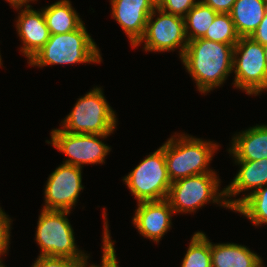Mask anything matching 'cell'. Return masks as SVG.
<instances>
[{
	"label": "cell",
	"mask_w": 267,
	"mask_h": 267,
	"mask_svg": "<svg viewBox=\"0 0 267 267\" xmlns=\"http://www.w3.org/2000/svg\"><path fill=\"white\" fill-rule=\"evenodd\" d=\"M234 46L199 38L188 41L181 58L201 93L221 86L233 72Z\"/></svg>",
	"instance_id": "1"
},
{
	"label": "cell",
	"mask_w": 267,
	"mask_h": 267,
	"mask_svg": "<svg viewBox=\"0 0 267 267\" xmlns=\"http://www.w3.org/2000/svg\"><path fill=\"white\" fill-rule=\"evenodd\" d=\"M99 48L84 24L69 33L50 34L46 44L29 60V66L100 63Z\"/></svg>",
	"instance_id": "2"
},
{
	"label": "cell",
	"mask_w": 267,
	"mask_h": 267,
	"mask_svg": "<svg viewBox=\"0 0 267 267\" xmlns=\"http://www.w3.org/2000/svg\"><path fill=\"white\" fill-rule=\"evenodd\" d=\"M174 136V137H173ZM164 143V156L171 182L203 173L208 169L218 144L186 134L173 135Z\"/></svg>",
	"instance_id": "3"
},
{
	"label": "cell",
	"mask_w": 267,
	"mask_h": 267,
	"mask_svg": "<svg viewBox=\"0 0 267 267\" xmlns=\"http://www.w3.org/2000/svg\"><path fill=\"white\" fill-rule=\"evenodd\" d=\"M115 111L107 103L101 87L79 98L62 120V130L76 134H111L116 128Z\"/></svg>",
	"instance_id": "4"
},
{
	"label": "cell",
	"mask_w": 267,
	"mask_h": 267,
	"mask_svg": "<svg viewBox=\"0 0 267 267\" xmlns=\"http://www.w3.org/2000/svg\"><path fill=\"white\" fill-rule=\"evenodd\" d=\"M41 211L35 235L41 249L39 256L88 260L89 256L76 246L73 228L67 218L70 211Z\"/></svg>",
	"instance_id": "5"
},
{
	"label": "cell",
	"mask_w": 267,
	"mask_h": 267,
	"mask_svg": "<svg viewBox=\"0 0 267 267\" xmlns=\"http://www.w3.org/2000/svg\"><path fill=\"white\" fill-rule=\"evenodd\" d=\"M220 179L216 173H203L178 179L171 183L167 201L174 213H191L213 202L228 209L225 189L219 192Z\"/></svg>",
	"instance_id": "6"
},
{
	"label": "cell",
	"mask_w": 267,
	"mask_h": 267,
	"mask_svg": "<svg viewBox=\"0 0 267 267\" xmlns=\"http://www.w3.org/2000/svg\"><path fill=\"white\" fill-rule=\"evenodd\" d=\"M123 181L139 202L167 199L171 180L168 175L164 144L146 156Z\"/></svg>",
	"instance_id": "7"
},
{
	"label": "cell",
	"mask_w": 267,
	"mask_h": 267,
	"mask_svg": "<svg viewBox=\"0 0 267 267\" xmlns=\"http://www.w3.org/2000/svg\"><path fill=\"white\" fill-rule=\"evenodd\" d=\"M234 87L248 95L267 90V65L263 45L251 37H240L233 51Z\"/></svg>",
	"instance_id": "8"
},
{
	"label": "cell",
	"mask_w": 267,
	"mask_h": 267,
	"mask_svg": "<svg viewBox=\"0 0 267 267\" xmlns=\"http://www.w3.org/2000/svg\"><path fill=\"white\" fill-rule=\"evenodd\" d=\"M156 12L159 15L154 21ZM142 42L145 44L143 49L146 52L174 51L178 48L180 49V58H182L188 43L184 17L164 12L156 7L148 17L143 37L133 48L139 46Z\"/></svg>",
	"instance_id": "9"
},
{
	"label": "cell",
	"mask_w": 267,
	"mask_h": 267,
	"mask_svg": "<svg viewBox=\"0 0 267 267\" xmlns=\"http://www.w3.org/2000/svg\"><path fill=\"white\" fill-rule=\"evenodd\" d=\"M109 135L68 133L59 128L51 131V141L46 142L69 157L63 163L82 168L84 164H102L105 161L111 148L99 138L105 139Z\"/></svg>",
	"instance_id": "10"
},
{
	"label": "cell",
	"mask_w": 267,
	"mask_h": 267,
	"mask_svg": "<svg viewBox=\"0 0 267 267\" xmlns=\"http://www.w3.org/2000/svg\"><path fill=\"white\" fill-rule=\"evenodd\" d=\"M82 168L63 163L50 174L45 186L42 209L71 211L82 189Z\"/></svg>",
	"instance_id": "11"
},
{
	"label": "cell",
	"mask_w": 267,
	"mask_h": 267,
	"mask_svg": "<svg viewBox=\"0 0 267 267\" xmlns=\"http://www.w3.org/2000/svg\"><path fill=\"white\" fill-rule=\"evenodd\" d=\"M112 17L134 47L143 37L150 14L157 7L153 0H111Z\"/></svg>",
	"instance_id": "12"
},
{
	"label": "cell",
	"mask_w": 267,
	"mask_h": 267,
	"mask_svg": "<svg viewBox=\"0 0 267 267\" xmlns=\"http://www.w3.org/2000/svg\"><path fill=\"white\" fill-rule=\"evenodd\" d=\"M137 204L133 224L143 237L158 243L171 228V214H174V210L166 199Z\"/></svg>",
	"instance_id": "13"
},
{
	"label": "cell",
	"mask_w": 267,
	"mask_h": 267,
	"mask_svg": "<svg viewBox=\"0 0 267 267\" xmlns=\"http://www.w3.org/2000/svg\"><path fill=\"white\" fill-rule=\"evenodd\" d=\"M19 14L16 31L23 43L20 51L29 61L49 40L50 32L42 10L25 6Z\"/></svg>",
	"instance_id": "14"
},
{
	"label": "cell",
	"mask_w": 267,
	"mask_h": 267,
	"mask_svg": "<svg viewBox=\"0 0 267 267\" xmlns=\"http://www.w3.org/2000/svg\"><path fill=\"white\" fill-rule=\"evenodd\" d=\"M229 153L235 161L267 159V125H257L234 134Z\"/></svg>",
	"instance_id": "15"
},
{
	"label": "cell",
	"mask_w": 267,
	"mask_h": 267,
	"mask_svg": "<svg viewBox=\"0 0 267 267\" xmlns=\"http://www.w3.org/2000/svg\"><path fill=\"white\" fill-rule=\"evenodd\" d=\"M240 165V170L234 177L233 181L226 187L225 196L229 206L230 196H236L243 191H256L267 185V159L259 161H235ZM228 198V199H227Z\"/></svg>",
	"instance_id": "16"
},
{
	"label": "cell",
	"mask_w": 267,
	"mask_h": 267,
	"mask_svg": "<svg viewBox=\"0 0 267 267\" xmlns=\"http://www.w3.org/2000/svg\"><path fill=\"white\" fill-rule=\"evenodd\" d=\"M211 262L212 267H264L259 255L236 243L211 242Z\"/></svg>",
	"instance_id": "17"
},
{
	"label": "cell",
	"mask_w": 267,
	"mask_h": 267,
	"mask_svg": "<svg viewBox=\"0 0 267 267\" xmlns=\"http://www.w3.org/2000/svg\"><path fill=\"white\" fill-rule=\"evenodd\" d=\"M267 5L264 0H236L230 12L240 37H250L265 16Z\"/></svg>",
	"instance_id": "18"
},
{
	"label": "cell",
	"mask_w": 267,
	"mask_h": 267,
	"mask_svg": "<svg viewBox=\"0 0 267 267\" xmlns=\"http://www.w3.org/2000/svg\"><path fill=\"white\" fill-rule=\"evenodd\" d=\"M42 11L50 34L69 33L84 23L69 0H59Z\"/></svg>",
	"instance_id": "19"
},
{
	"label": "cell",
	"mask_w": 267,
	"mask_h": 267,
	"mask_svg": "<svg viewBox=\"0 0 267 267\" xmlns=\"http://www.w3.org/2000/svg\"><path fill=\"white\" fill-rule=\"evenodd\" d=\"M229 208L247 217L255 226L267 224V185L238 199H229Z\"/></svg>",
	"instance_id": "20"
},
{
	"label": "cell",
	"mask_w": 267,
	"mask_h": 267,
	"mask_svg": "<svg viewBox=\"0 0 267 267\" xmlns=\"http://www.w3.org/2000/svg\"><path fill=\"white\" fill-rule=\"evenodd\" d=\"M218 12L200 0L184 16L185 34L188 41L203 38Z\"/></svg>",
	"instance_id": "21"
},
{
	"label": "cell",
	"mask_w": 267,
	"mask_h": 267,
	"mask_svg": "<svg viewBox=\"0 0 267 267\" xmlns=\"http://www.w3.org/2000/svg\"><path fill=\"white\" fill-rule=\"evenodd\" d=\"M181 267H212L211 242L204 232L193 234Z\"/></svg>",
	"instance_id": "22"
},
{
	"label": "cell",
	"mask_w": 267,
	"mask_h": 267,
	"mask_svg": "<svg viewBox=\"0 0 267 267\" xmlns=\"http://www.w3.org/2000/svg\"><path fill=\"white\" fill-rule=\"evenodd\" d=\"M203 38L235 46L240 36L236 31L230 13H218Z\"/></svg>",
	"instance_id": "23"
},
{
	"label": "cell",
	"mask_w": 267,
	"mask_h": 267,
	"mask_svg": "<svg viewBox=\"0 0 267 267\" xmlns=\"http://www.w3.org/2000/svg\"><path fill=\"white\" fill-rule=\"evenodd\" d=\"M106 212L104 211V233H103V255H102V262L101 266L98 265H90L88 266V262L84 264V267H119L118 261L116 258L115 248H114V241L112 242L110 237V232L108 230V220L106 218Z\"/></svg>",
	"instance_id": "24"
},
{
	"label": "cell",
	"mask_w": 267,
	"mask_h": 267,
	"mask_svg": "<svg viewBox=\"0 0 267 267\" xmlns=\"http://www.w3.org/2000/svg\"><path fill=\"white\" fill-rule=\"evenodd\" d=\"M87 260H77L66 257L39 256L32 267H84Z\"/></svg>",
	"instance_id": "25"
},
{
	"label": "cell",
	"mask_w": 267,
	"mask_h": 267,
	"mask_svg": "<svg viewBox=\"0 0 267 267\" xmlns=\"http://www.w3.org/2000/svg\"><path fill=\"white\" fill-rule=\"evenodd\" d=\"M198 2L199 0H161L157 7L164 12L184 17Z\"/></svg>",
	"instance_id": "26"
},
{
	"label": "cell",
	"mask_w": 267,
	"mask_h": 267,
	"mask_svg": "<svg viewBox=\"0 0 267 267\" xmlns=\"http://www.w3.org/2000/svg\"><path fill=\"white\" fill-rule=\"evenodd\" d=\"M11 222V219L8 218V215L0 207V255H5L8 251Z\"/></svg>",
	"instance_id": "27"
},
{
	"label": "cell",
	"mask_w": 267,
	"mask_h": 267,
	"mask_svg": "<svg viewBox=\"0 0 267 267\" xmlns=\"http://www.w3.org/2000/svg\"><path fill=\"white\" fill-rule=\"evenodd\" d=\"M218 13H230L236 0H200Z\"/></svg>",
	"instance_id": "28"
},
{
	"label": "cell",
	"mask_w": 267,
	"mask_h": 267,
	"mask_svg": "<svg viewBox=\"0 0 267 267\" xmlns=\"http://www.w3.org/2000/svg\"><path fill=\"white\" fill-rule=\"evenodd\" d=\"M250 37L263 46L267 44V11L259 26Z\"/></svg>",
	"instance_id": "29"
},
{
	"label": "cell",
	"mask_w": 267,
	"mask_h": 267,
	"mask_svg": "<svg viewBox=\"0 0 267 267\" xmlns=\"http://www.w3.org/2000/svg\"><path fill=\"white\" fill-rule=\"evenodd\" d=\"M9 4H11L15 9L20 10L22 7L25 6H31L28 5L30 1H36V0H6Z\"/></svg>",
	"instance_id": "30"
},
{
	"label": "cell",
	"mask_w": 267,
	"mask_h": 267,
	"mask_svg": "<svg viewBox=\"0 0 267 267\" xmlns=\"http://www.w3.org/2000/svg\"><path fill=\"white\" fill-rule=\"evenodd\" d=\"M264 48V54H265V61H266V65H267V44L263 46Z\"/></svg>",
	"instance_id": "31"
},
{
	"label": "cell",
	"mask_w": 267,
	"mask_h": 267,
	"mask_svg": "<svg viewBox=\"0 0 267 267\" xmlns=\"http://www.w3.org/2000/svg\"><path fill=\"white\" fill-rule=\"evenodd\" d=\"M153 1L156 3V5H158L161 2V0H153Z\"/></svg>",
	"instance_id": "32"
},
{
	"label": "cell",
	"mask_w": 267,
	"mask_h": 267,
	"mask_svg": "<svg viewBox=\"0 0 267 267\" xmlns=\"http://www.w3.org/2000/svg\"><path fill=\"white\" fill-rule=\"evenodd\" d=\"M0 267H5L2 263V260L0 261Z\"/></svg>",
	"instance_id": "33"
},
{
	"label": "cell",
	"mask_w": 267,
	"mask_h": 267,
	"mask_svg": "<svg viewBox=\"0 0 267 267\" xmlns=\"http://www.w3.org/2000/svg\"><path fill=\"white\" fill-rule=\"evenodd\" d=\"M1 62H2V59H1V55H0V66L2 65V63H1Z\"/></svg>",
	"instance_id": "34"
}]
</instances>
